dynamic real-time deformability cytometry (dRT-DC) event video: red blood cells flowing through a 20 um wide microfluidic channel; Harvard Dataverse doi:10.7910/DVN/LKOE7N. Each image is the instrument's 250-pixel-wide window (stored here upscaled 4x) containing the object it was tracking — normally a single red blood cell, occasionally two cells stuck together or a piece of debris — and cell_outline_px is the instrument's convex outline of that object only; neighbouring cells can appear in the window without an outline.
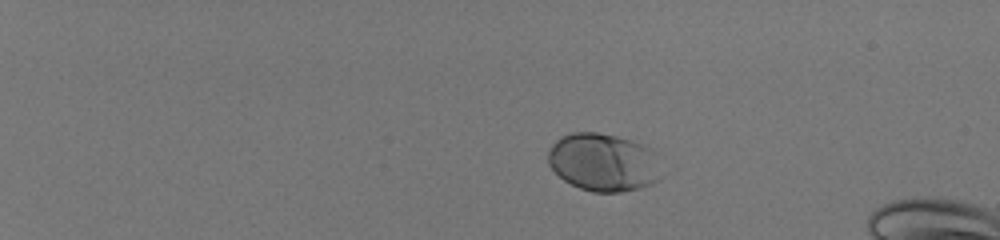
{"species": "human", "species_latin": "Homo sapiens", "temperature_condition": "room temperature", "stored_images_in_passage": 45, "camera_frame_rate_fps": 3000, "um_per_image_px": 0.085, "donor": {"sex": "male"}, "frame": {"image": 1, "passage_image": 1, "time_ms": 0.0, "image_size_px": [1000, 240], "cell_outline_px": [[656, 180], [652, 184], [620, 192], [592, 192], [580, 188], [564, 180], [548, 164], [548, 152], [552, 144], [560, 136], [572, 132], [596, 132], [616, 136], [632, 140], [644, 144], [652, 148]], "centroid_in_image_um": [51.18, 13.77], "position_along_channel_um": 33.8, "area_um2": 37.51}}
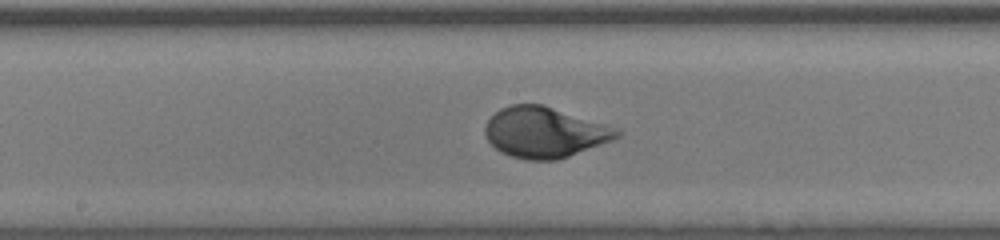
{"frame": {"image": 2, "passage_image": 24, "time_ms": 7.667, "image_size_px": [1000, 240], "cell_outline_px": [[620, 136], [612, 140], [568, 156], [556, 160], [528, 160], [512, 156], [500, 152], [488, 140], [484, 132], [484, 128], [488, 120], [500, 108], [508, 104], [544, 104], [604, 124], [620, 132]], "centroid_in_image_um": [46.24, 11.24], "position_along_channel_um": 202.0, "area_um2": 38.44}}
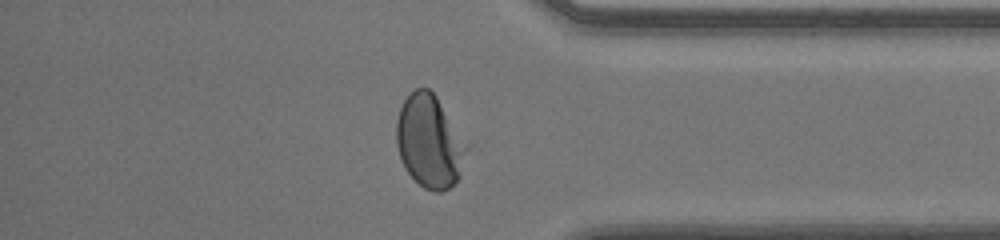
{"frame": {"image": 3, "passage_image": 39, "time_ms": 12.667, "image_size_px": [1000, 240], "cell_outline_px": [[472, 144], [460, 176], [448, 188], [440, 192], [436, 192], [424, 188], [408, 172], [400, 156], [396, 144], [396, 120], [400, 108], [404, 100], [416, 88], [428, 88], [436, 96]], "centroid_in_image_um": [36.59, 12.01], "position_along_channel_um": 398.6, "area_um2": 38.67}, "authors_computed_cell_mechanics": {"area_um2": 37.5122, "velocity_mm_per_s": 4.0073, "shape_relaxation_time_tau1_ms": 2.7262, "shape_relaxation_time_tau2_ms": null, "deformation_change_tau1": 0.1806, "deformation_change_tau2": null}}